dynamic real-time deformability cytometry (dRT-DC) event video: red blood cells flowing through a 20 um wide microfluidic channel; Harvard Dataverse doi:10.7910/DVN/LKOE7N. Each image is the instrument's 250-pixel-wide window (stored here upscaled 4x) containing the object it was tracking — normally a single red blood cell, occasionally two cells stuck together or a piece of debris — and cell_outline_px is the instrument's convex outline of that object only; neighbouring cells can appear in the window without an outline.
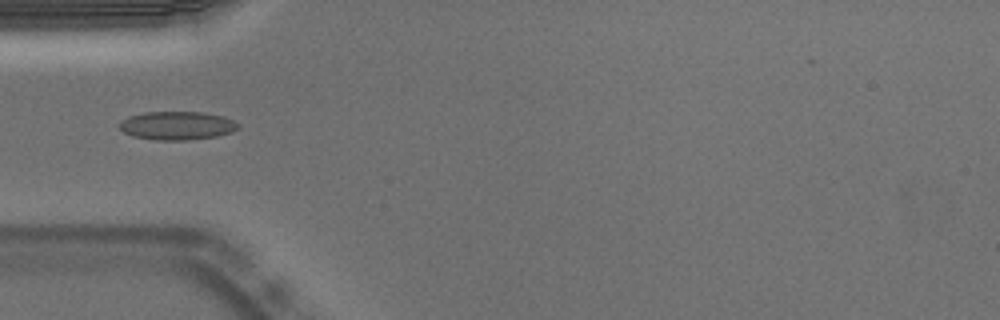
{"species": "Egyptian fruit bat (a non-hibernating species)", "species_latin": "Rousettus aegyptiacus", "temperature_condition": "warm", "stored_images_in_passage": 14, "camera_frame_rate_fps": 3000, "um_per_image_px": 0.085, "animal": {"sex": "male"}, "frame": {"image": 1, "passage_image": 3, "time_ms": 0.667, "image_size_px": [1000, 320], "cell_outline_px": [[240, 128], [232, 132], [216, 136], [188, 140], [156, 140], [132, 136], [124, 132], [116, 124], [120, 120], [128, 116], [144, 112], [204, 112], [224, 116], [240, 124]], "centroid_in_image_um": [15.03, 10.67], "position_along_channel_um": 70.0, "area_um2": 19.94}}
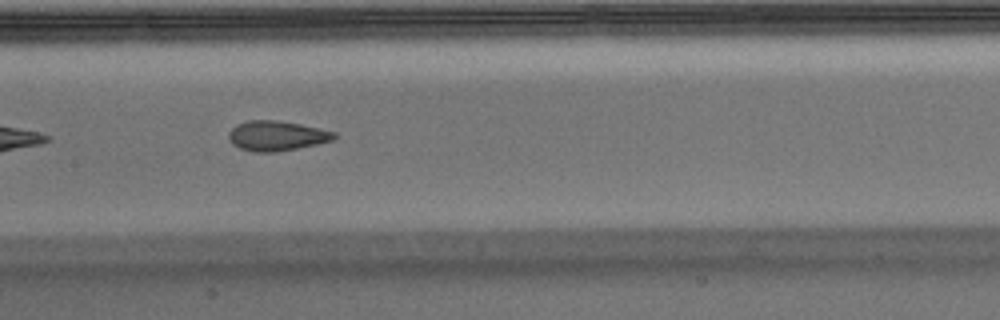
{"frame": {"image": 2, "passage_image": 12, "time_ms": 3.667, "image_size_px": [1000, 320], "cell_outline_px": [[336, 136], [332, 140], [316, 144], [276, 152], [256, 152], [240, 148], [232, 144], [228, 140], [228, 132], [236, 124], [248, 120], [276, 120], [300, 124], [336, 132]], "centroid_in_image_um": [23.47, 11.53], "position_along_channel_um": 183.9, "area_um2": 18.32}}